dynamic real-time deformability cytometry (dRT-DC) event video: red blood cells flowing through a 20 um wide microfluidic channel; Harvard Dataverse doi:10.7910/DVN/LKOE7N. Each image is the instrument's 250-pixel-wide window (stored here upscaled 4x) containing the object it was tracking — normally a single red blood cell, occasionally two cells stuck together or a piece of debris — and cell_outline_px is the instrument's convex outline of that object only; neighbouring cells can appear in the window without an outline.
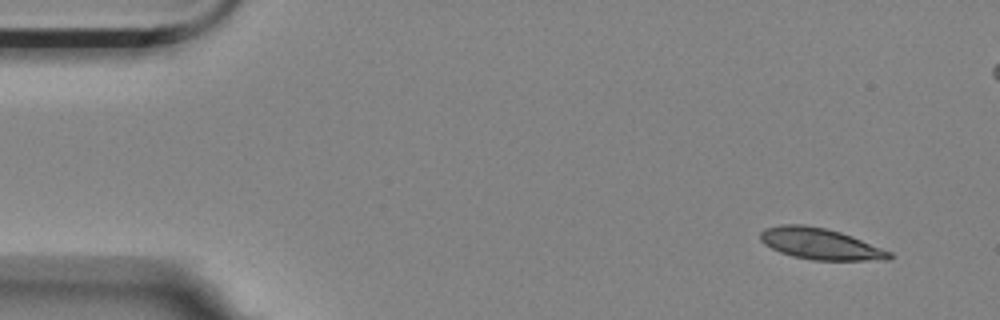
{"species": "Egyptian fruit bat (a non-hibernating species)", "species_latin": "Rousettus aegyptiacus", "temperature_condition": "room temperature", "stored_images_in_passage": 4, "camera_frame_rate_fps": 3000, "um_per_image_px": 0.085, "animal": {"sex": "female"}, "frame": {"image": 1, "passage_image": 1, "time_ms": 0.0, "image_size_px": [1000, 320], "cell_outline_px": [[892, 256], [888, 260], [812, 260], [792, 256], [780, 252], [764, 244], [760, 240], [760, 232], [764, 228], [780, 224], [804, 224], [824, 228], [840, 232], [852, 236], [892, 252]], "centroid_in_image_um": [69.7, 20.72], "position_along_channel_um": 15.3, "area_um2": 23.52}}